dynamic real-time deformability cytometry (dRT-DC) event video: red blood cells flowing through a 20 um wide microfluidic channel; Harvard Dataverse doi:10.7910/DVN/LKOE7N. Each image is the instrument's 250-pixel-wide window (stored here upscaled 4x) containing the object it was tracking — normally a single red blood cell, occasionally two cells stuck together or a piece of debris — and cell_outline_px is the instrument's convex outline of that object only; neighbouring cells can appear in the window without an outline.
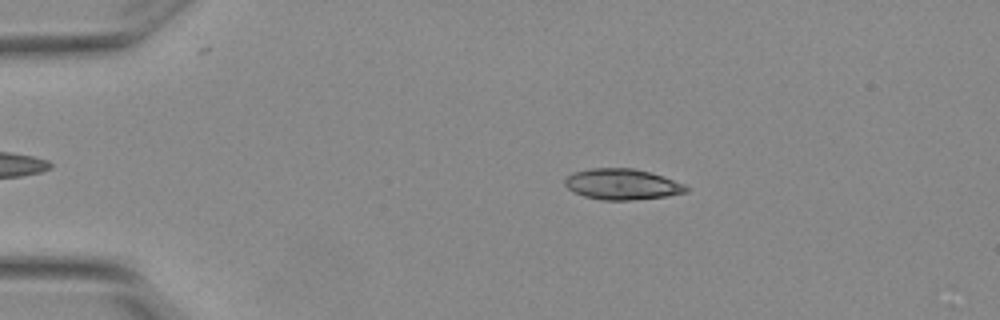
{"species": "Egyptian fruit bat (a non-hibernating species)", "species_latin": "Rousettus aegyptiacus", "temperature_condition": "warm", "stored_images_in_passage": 6, "camera_frame_rate_fps": 3000, "um_per_image_px": 0.085, "animal": {"sex": "female"}, "frame": {"image": 1, "passage_image": 3, "time_ms": 0.667, "image_size_px": [1000, 320], "cell_outline_px": [[688, 192], [668, 196], [632, 200], [600, 200], [584, 196], [572, 192], [564, 184], [564, 180], [572, 172], [588, 168], [632, 168], [648, 172], [684, 184], [688, 188]], "centroid_in_image_um": [52.83, 15.67], "position_along_channel_um": 32.2, "area_um2": 21.79}}
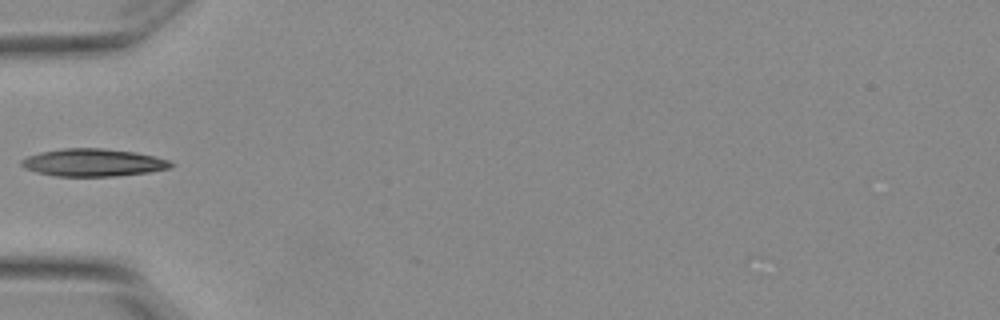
{"frame": {"image": 2, "passage_image": 5, "time_ms": 1.333, "image_size_px": [1000, 320], "cell_outline_px": [[176, 164], [168, 168], [148, 172], [116, 176], [56, 176], [36, 172], [24, 168], [20, 164], [20, 160], [28, 156], [40, 152], [60, 148], [104, 148], [136, 152], [168, 160]], "centroid_in_image_um": [7.88, 13.81], "position_along_channel_um": 77.1, "area_um2": 24.04}}
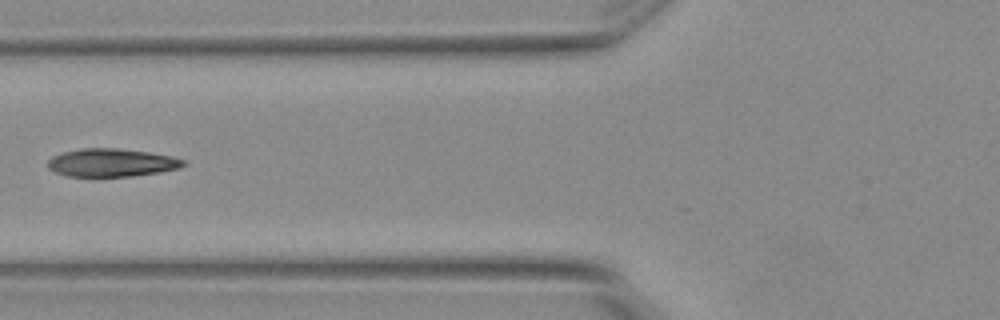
{"frame": {"image": 3, "passage_image": 6, "time_ms": 1.667, "image_size_px": [1000, 320], "cell_outline_px": [[188, 164], [180, 168], [160, 172], [132, 176], [68, 176], [56, 172], [48, 168], [48, 160], [52, 156], [64, 152], [80, 148], [116, 148], [148, 152], [172, 156], [184, 160]], "centroid_in_image_um": [9.51, 13.82], "position_along_channel_um": 116.3, "area_um2": 22.14}}